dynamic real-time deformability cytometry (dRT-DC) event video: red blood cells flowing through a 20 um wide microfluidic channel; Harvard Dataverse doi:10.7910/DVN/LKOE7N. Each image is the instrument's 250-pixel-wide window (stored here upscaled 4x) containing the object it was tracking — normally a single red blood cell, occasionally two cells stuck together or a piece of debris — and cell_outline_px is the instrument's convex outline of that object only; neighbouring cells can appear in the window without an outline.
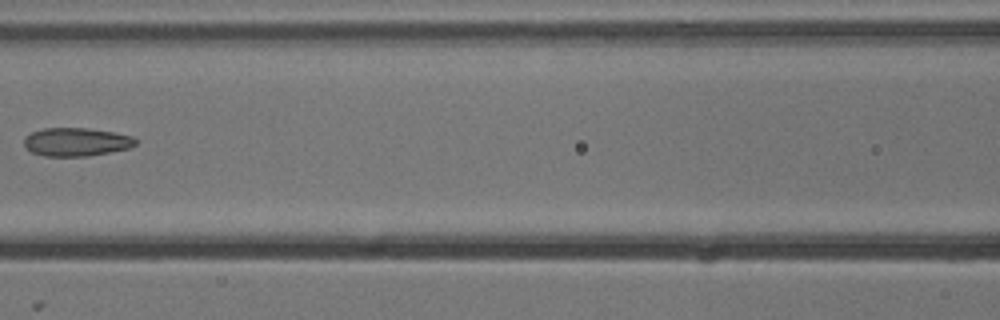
{"species": "common noctule bat (a hibernating species)", "species_latin": "Nyctalus noctula", "temperature_condition": "cold", "stored_images_in_passage": 8, "camera_frame_rate_fps": 3000, "um_per_image_px": 0.085, "animal": {"sex": "male", "body_mass_g": 13.3}, "frame": {"image": 1, "passage_image": 7, "time_ms": 2.0, "image_size_px": [1000, 320], "cell_outline_px": [[136, 144], [128, 148], [88, 156], [44, 156], [32, 152], [24, 144], [24, 136], [32, 132], [44, 128], [88, 128], [112, 132], [132, 136], [136, 140]], "centroid_in_image_um": [6.46, 12.06], "position_along_channel_um": 160.1, "area_um2": 18.26}}
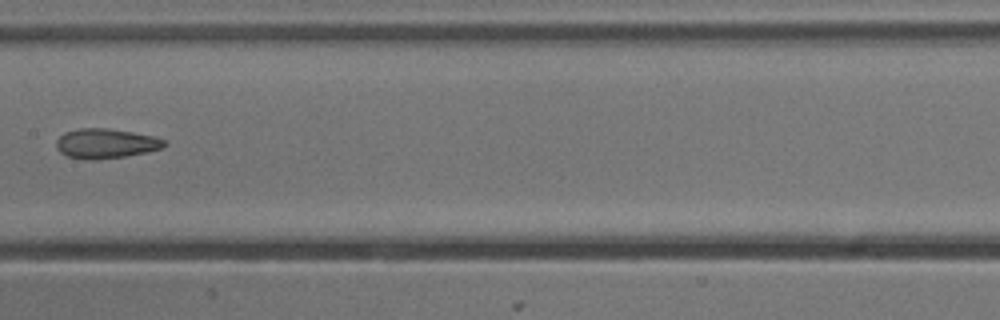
{"frame": {"image": 2, "passage_image": 8, "time_ms": 2.333, "image_size_px": [1000, 320], "cell_outline_px": [[168, 144], [160, 148], [148, 152], [124, 156], [96, 160], [88, 160], [68, 156], [60, 152], [56, 148], [56, 140], [64, 132], [80, 128], [108, 128], [132, 132], [152, 136], [164, 140]], "centroid_in_image_um": [8.96, 12.2], "position_along_channel_um": 198.4, "area_um2": 18.67}}